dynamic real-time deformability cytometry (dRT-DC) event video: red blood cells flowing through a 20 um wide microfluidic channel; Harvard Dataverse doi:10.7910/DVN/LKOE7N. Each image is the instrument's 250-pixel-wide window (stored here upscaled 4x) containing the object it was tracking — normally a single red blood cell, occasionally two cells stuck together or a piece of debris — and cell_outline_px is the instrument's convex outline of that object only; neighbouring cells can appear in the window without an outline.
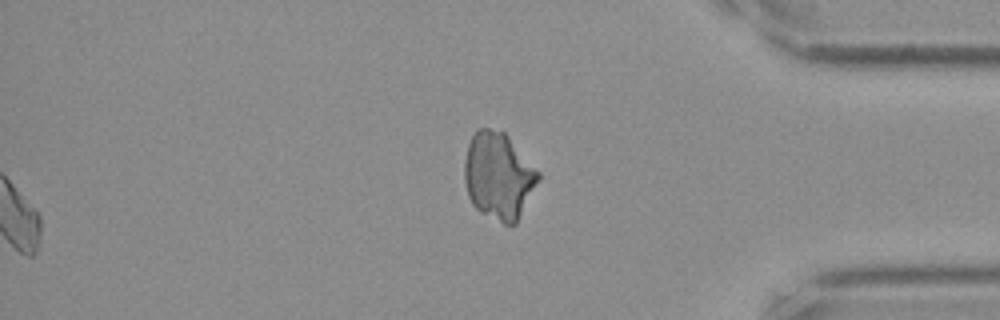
{"species": "Egyptian fruit bat (a non-hibernating species)", "species_latin": "Rousettus aegyptiacus", "temperature_condition": "cold", "stored_images_in_passage": 43, "segment_of_instrument_passage": [2, 2], "camera_frame_rate_fps": 3000, "um_per_image_px": 0.085, "frame": {"image": 1, "passage_image": 43, "time_ms": 14.0, "image_size_px": [1000, 320], "cell_outline_px": [[540, 180], [516, 224], [504, 224], [480, 212], [472, 204], [468, 196], [464, 180], [464, 164], [468, 144], [476, 128], [488, 128], [504, 132], [508, 136], [540, 172]], "centroid_in_image_um": [42.38, 14.95], "position_along_channel_um": 392.8, "area_um2": 37.57}}